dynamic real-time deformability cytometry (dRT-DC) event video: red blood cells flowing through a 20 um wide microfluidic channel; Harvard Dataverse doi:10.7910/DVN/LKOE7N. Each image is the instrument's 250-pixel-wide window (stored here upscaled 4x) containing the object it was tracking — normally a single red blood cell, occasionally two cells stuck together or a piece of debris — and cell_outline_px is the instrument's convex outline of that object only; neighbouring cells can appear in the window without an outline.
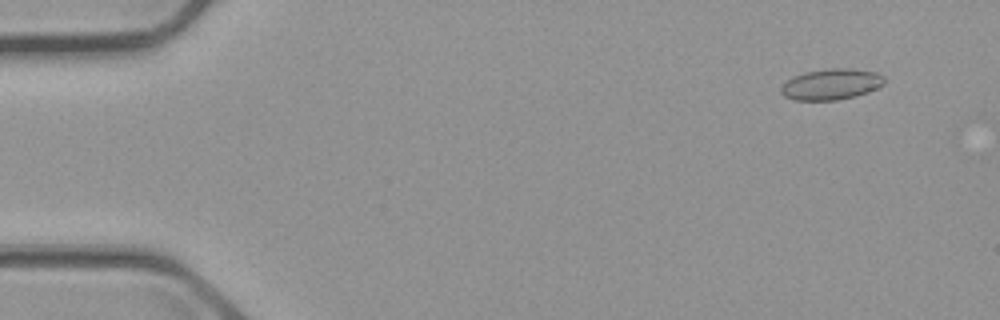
{"species": "common noctule bat (a hibernating species)", "species_latin": "Nyctalus noctula", "temperature_condition": "cold", "stored_images_in_passage": 15, "camera_frame_rate_fps": 3000, "um_per_image_px": 0.085, "animal": {"sex": "male", "body_mass_g": 23.1, "forearm_length_mm": 52.7}, "frame": {"image": 1, "passage_image": 3, "time_ms": 0.667, "image_size_px": [1000, 320], "cell_outline_px": [[884, 84], [868, 92], [856, 96], [836, 100], [796, 100], [784, 96], [780, 92], [780, 88], [792, 76], [804, 72], [832, 68], [848, 68], [876, 72], [884, 76]], "centroid_in_image_um": [70.65, 7.16], "position_along_channel_um": 14.3, "area_um2": 18.61}}
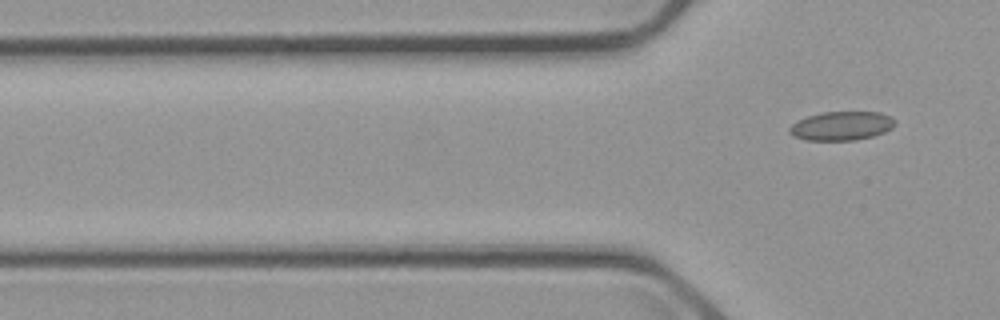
{"frame": {"image": 2, "passage_image": 15, "time_ms": 4.667, "image_size_px": [1000, 320], "cell_outline_px": [[896, 124], [892, 128], [884, 132], [872, 136], [856, 140], [808, 140], [796, 136], [788, 132], [788, 128], [796, 120], [820, 112], [880, 112], [892, 116], [896, 120]], "centroid_in_image_um": [71.55, 10.69], "position_along_channel_um": 54.2, "area_um2": 17.86}}